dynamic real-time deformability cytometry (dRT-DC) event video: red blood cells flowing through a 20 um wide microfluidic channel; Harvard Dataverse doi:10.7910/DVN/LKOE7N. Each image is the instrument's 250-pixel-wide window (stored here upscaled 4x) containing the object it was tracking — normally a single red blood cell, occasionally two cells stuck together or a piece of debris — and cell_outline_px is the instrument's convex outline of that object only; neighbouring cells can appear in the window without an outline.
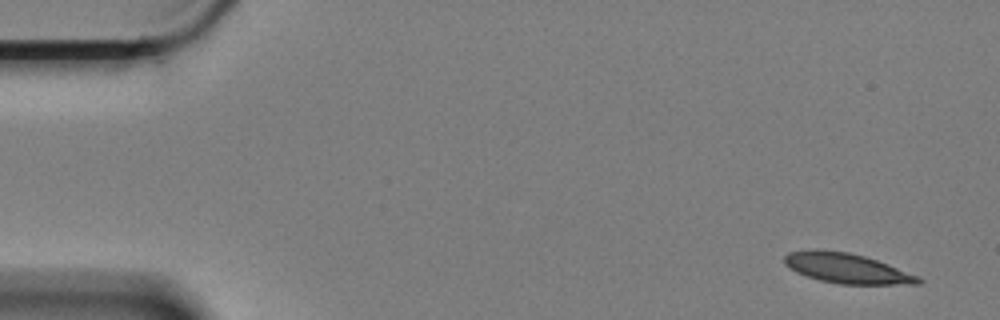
{"species": "Egyptian fruit bat (a non-hibernating species)", "species_latin": "Rousettus aegyptiacus", "temperature_condition": "cold", "stored_images_in_passage": 12, "camera_frame_rate_fps": 3000, "um_per_image_px": 0.085, "animal": {"sex": "female"}, "frame": {"image": 1, "passage_image": 1, "time_ms": 0.0, "image_size_px": [1000, 320], "cell_outline_px": [[924, 280], [920, 284], [840, 284], [820, 280], [796, 272], [784, 264], [784, 256], [788, 252], [812, 248], [816, 248], [848, 252], [864, 256], [888, 264], [920, 276]], "centroid_in_image_um": [71.97, 22.79], "position_along_channel_um": 13.0, "area_um2": 23.58}}
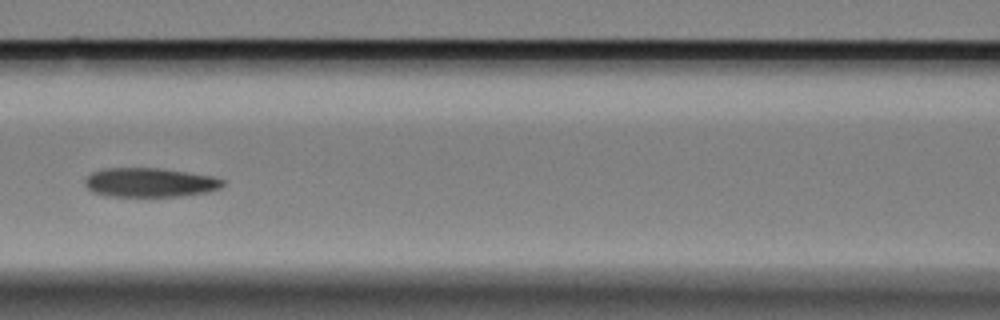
{"frame": {"image": 2, "passage_image": 7, "time_ms": 2.0, "image_size_px": [1000, 320], "cell_outline_px": [[224, 184], [220, 188], [208, 192], [184, 196], [104, 196], [92, 192], [84, 184], [84, 180], [92, 172], [104, 168], [160, 168], [216, 176], [224, 180]], "centroid_in_image_um": [12.75, 15.51], "position_along_channel_um": 153.8, "area_um2": 23.7}}
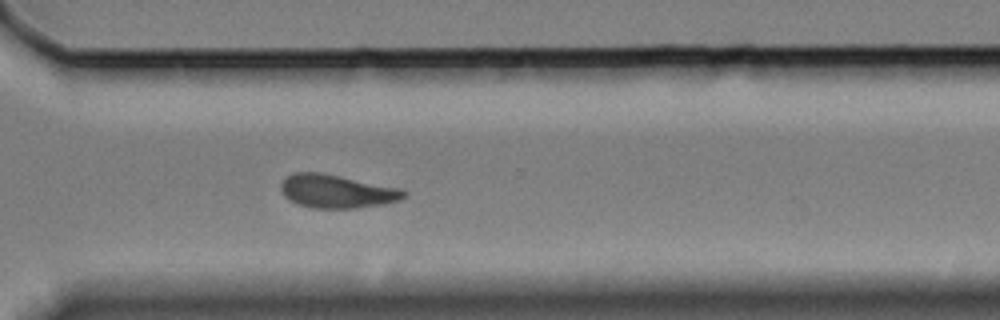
{"frame": {"image": 3, "passage_image": 12, "time_ms": 3.667, "image_size_px": [1000, 320], "cell_outline_px": [[408, 196], [400, 200], [384, 204], [356, 208], [312, 208], [296, 204], [288, 200], [280, 192], [280, 180], [284, 176], [296, 172], [320, 172], [404, 188], [408, 192]], "centroid_in_image_um": [28.62, 16.25], "position_along_channel_um": 342.0, "area_um2": 24.62}}